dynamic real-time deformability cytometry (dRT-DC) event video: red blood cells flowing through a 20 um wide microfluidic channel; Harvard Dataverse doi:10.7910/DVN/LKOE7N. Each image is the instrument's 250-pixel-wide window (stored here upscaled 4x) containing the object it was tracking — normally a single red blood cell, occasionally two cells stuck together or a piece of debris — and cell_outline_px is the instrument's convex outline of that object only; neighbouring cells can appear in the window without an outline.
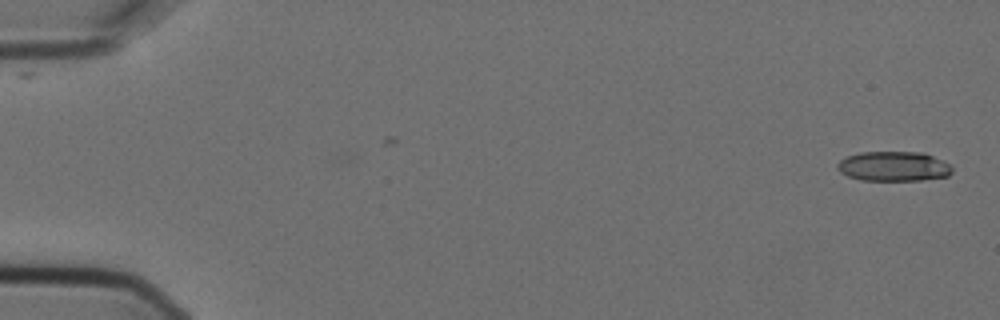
{"species": "Egyptian fruit bat (a non-hibernating species)", "species_latin": "Rousettus aegyptiacus", "temperature_condition": "cold", "stored_images_in_passage": 2, "camera_frame_rate_fps": 3000, "um_per_image_px": 0.085, "animal": {"sex": "female"}, "frame": {"image": 1, "passage_image": 2, "time_ms": 0.333, "image_size_px": [1000, 320], "cell_outline_px": [[952, 172], [948, 176], [920, 180], [860, 180], [848, 176], [840, 172], [836, 168], [836, 164], [840, 160], [848, 156], [860, 152], [924, 152], [948, 164], [952, 168]], "centroid_in_image_um": [75.92, 14.14], "position_along_channel_um": 9.1, "area_um2": 19.83}}